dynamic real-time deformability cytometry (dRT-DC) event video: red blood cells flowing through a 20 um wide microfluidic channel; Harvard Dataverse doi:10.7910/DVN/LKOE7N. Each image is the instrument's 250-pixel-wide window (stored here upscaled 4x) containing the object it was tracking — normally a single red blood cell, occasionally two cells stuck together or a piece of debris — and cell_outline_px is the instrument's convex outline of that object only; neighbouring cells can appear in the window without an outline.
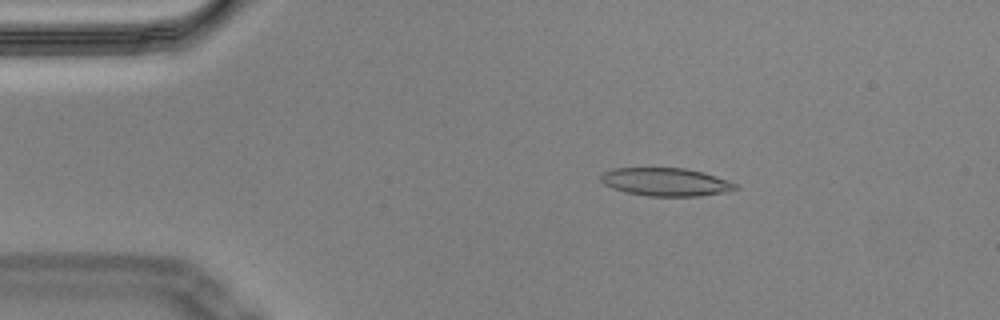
{"species": "Egyptian fruit bat (a non-hibernating species)", "species_latin": "Rousettus aegyptiacus", "temperature_condition": "cold", "stored_images_in_passage": 55, "camera_frame_rate_fps": 3000, "um_per_image_px": 0.085, "animal": {"sex": "male"}, "frame": {"image": 1, "passage_image": 9, "time_ms": 2.667, "image_size_px": [1000, 320], "cell_outline_px": [[740, 188], [724, 192], [696, 196], [648, 196], [628, 192], [612, 188], [604, 184], [600, 180], [600, 176], [604, 172], [612, 168], [684, 168], [704, 172], [736, 184]], "centroid_in_image_um": [56.56, 15.46], "position_along_channel_um": 28.4, "area_um2": 21.85}}
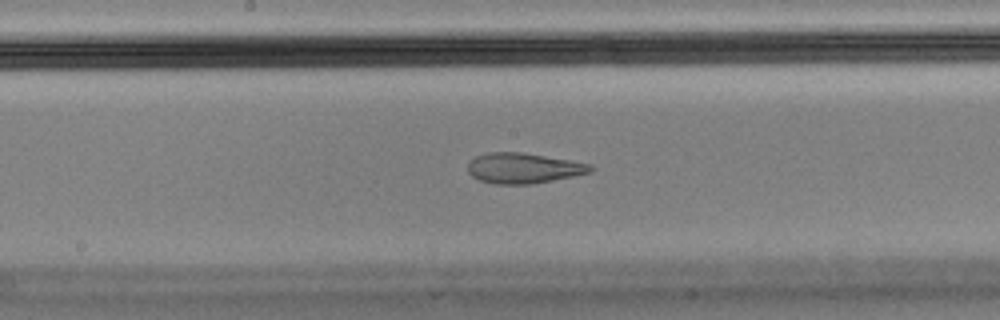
{"frame": {"image": 2, "passage_image": 28, "time_ms": 9.0, "image_size_px": [1000, 320], "cell_outline_px": [[592, 172], [552, 180], [528, 184], [492, 184], [480, 180], [472, 176], [468, 172], [468, 160], [476, 156], [488, 152], [524, 152], [592, 164]], "centroid_in_image_um": [44.45, 14.28], "position_along_channel_um": 203.7, "area_um2": 21.73}}
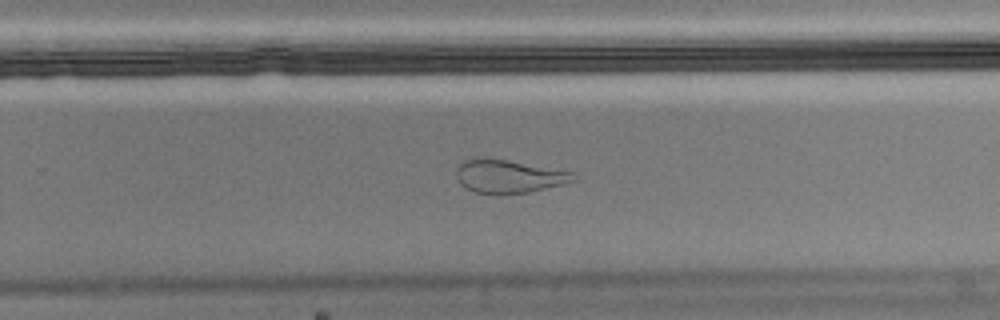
{"frame": {"image": 3, "passage_image": 35, "time_ms": 11.333, "image_size_px": [1000, 320], "cell_outline_px": [[576, 180], [564, 184], [528, 192], [500, 196], [476, 192], [460, 184], [456, 180], [456, 168], [464, 160], [484, 156], [508, 160], [572, 172], [576, 176]], "centroid_in_image_um": [43.19, 14.99], "position_along_channel_um": 286.6, "area_um2": 23.06}, "authors_computed_cell_mechanics": {"area_um2": 22.831, "velocity_mm_per_s": 3.5678, "shape_relaxation_time_tau1_ms": null, "shape_relaxation_time_tau2_ms": 1.6615, "deformation_change_tau1": null, "deformation_change_tau2": 0.0885}}